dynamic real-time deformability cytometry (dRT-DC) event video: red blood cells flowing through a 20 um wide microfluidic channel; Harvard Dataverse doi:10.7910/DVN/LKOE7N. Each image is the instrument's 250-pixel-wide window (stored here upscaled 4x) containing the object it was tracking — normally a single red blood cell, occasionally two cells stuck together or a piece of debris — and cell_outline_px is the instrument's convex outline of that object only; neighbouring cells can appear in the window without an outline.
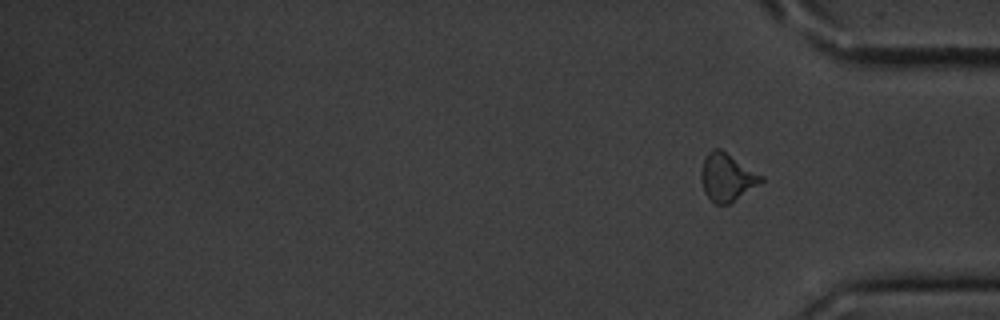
{"species": "common noctule bat (a hibernating species)", "species_latin": "Nyctalus noctula", "temperature_condition": "cold", "stored_images_in_passage": 15, "segment_of_instrument_passage": [2, 2], "camera_frame_rate_fps": 3000, "um_per_image_px": 0.085, "animal": {"sex": "male", "body_mass_g": 20.1, "forearm_length_mm": 53.5}, "frame": {"image": 1, "passage_image": 15, "time_ms": 18.0, "image_size_px": [1000, 320], "cell_outline_px": [[764, 180], [728, 204], [716, 204], [704, 192], [700, 180], [700, 172], [704, 156], [712, 148], [720, 148], [764, 176]], "centroid_in_image_um": [61.75, 15.03], "position_along_channel_um": 373.4, "area_um2": 16.59}}